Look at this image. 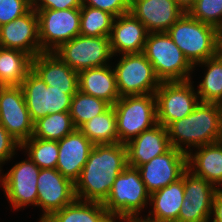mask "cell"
<instances>
[{
  "mask_svg": "<svg viewBox=\"0 0 222 222\" xmlns=\"http://www.w3.org/2000/svg\"><path fill=\"white\" fill-rule=\"evenodd\" d=\"M125 144H94L75 184L76 199L103 203L116 177L127 167Z\"/></svg>",
  "mask_w": 222,
  "mask_h": 222,
  "instance_id": "6da1fadb",
  "label": "cell"
},
{
  "mask_svg": "<svg viewBox=\"0 0 222 222\" xmlns=\"http://www.w3.org/2000/svg\"><path fill=\"white\" fill-rule=\"evenodd\" d=\"M166 129L171 147L187 155L197 147L222 141V105L199 102L189 115Z\"/></svg>",
  "mask_w": 222,
  "mask_h": 222,
  "instance_id": "7a4b0ae2",
  "label": "cell"
},
{
  "mask_svg": "<svg viewBox=\"0 0 222 222\" xmlns=\"http://www.w3.org/2000/svg\"><path fill=\"white\" fill-rule=\"evenodd\" d=\"M188 61L194 66L219 52L221 32L185 12L167 31Z\"/></svg>",
  "mask_w": 222,
  "mask_h": 222,
  "instance_id": "3957f363",
  "label": "cell"
},
{
  "mask_svg": "<svg viewBox=\"0 0 222 222\" xmlns=\"http://www.w3.org/2000/svg\"><path fill=\"white\" fill-rule=\"evenodd\" d=\"M161 82L193 79L194 66L188 61L167 32L148 33L142 52Z\"/></svg>",
  "mask_w": 222,
  "mask_h": 222,
  "instance_id": "277c9868",
  "label": "cell"
},
{
  "mask_svg": "<svg viewBox=\"0 0 222 222\" xmlns=\"http://www.w3.org/2000/svg\"><path fill=\"white\" fill-rule=\"evenodd\" d=\"M147 191L137 168L127 166L115 179L107 199L102 203L111 217L142 216L149 205Z\"/></svg>",
  "mask_w": 222,
  "mask_h": 222,
  "instance_id": "5b68a950",
  "label": "cell"
},
{
  "mask_svg": "<svg viewBox=\"0 0 222 222\" xmlns=\"http://www.w3.org/2000/svg\"><path fill=\"white\" fill-rule=\"evenodd\" d=\"M113 107L117 119L118 139L121 144H127L143 131L158 124L155 93L122 96Z\"/></svg>",
  "mask_w": 222,
  "mask_h": 222,
  "instance_id": "8992f818",
  "label": "cell"
},
{
  "mask_svg": "<svg viewBox=\"0 0 222 222\" xmlns=\"http://www.w3.org/2000/svg\"><path fill=\"white\" fill-rule=\"evenodd\" d=\"M112 67L120 97L155 93L161 84L151 63L143 53L117 55ZM115 64V66H114Z\"/></svg>",
  "mask_w": 222,
  "mask_h": 222,
  "instance_id": "52a82bcc",
  "label": "cell"
},
{
  "mask_svg": "<svg viewBox=\"0 0 222 222\" xmlns=\"http://www.w3.org/2000/svg\"><path fill=\"white\" fill-rule=\"evenodd\" d=\"M33 123L49 114L69 112L71 100L78 90H58L46 85L31 70L20 85Z\"/></svg>",
  "mask_w": 222,
  "mask_h": 222,
  "instance_id": "ba28073f",
  "label": "cell"
},
{
  "mask_svg": "<svg viewBox=\"0 0 222 222\" xmlns=\"http://www.w3.org/2000/svg\"><path fill=\"white\" fill-rule=\"evenodd\" d=\"M54 53L76 72L109 65L115 59L110 38L105 36L90 37L80 34L61 45Z\"/></svg>",
  "mask_w": 222,
  "mask_h": 222,
  "instance_id": "9c48e42d",
  "label": "cell"
},
{
  "mask_svg": "<svg viewBox=\"0 0 222 222\" xmlns=\"http://www.w3.org/2000/svg\"><path fill=\"white\" fill-rule=\"evenodd\" d=\"M26 155V158L15 163L4 174L1 169L0 185L14 211L37 207V178L40 168ZM3 171V172H2Z\"/></svg>",
  "mask_w": 222,
  "mask_h": 222,
  "instance_id": "30bf717a",
  "label": "cell"
},
{
  "mask_svg": "<svg viewBox=\"0 0 222 222\" xmlns=\"http://www.w3.org/2000/svg\"><path fill=\"white\" fill-rule=\"evenodd\" d=\"M35 11L38 16L41 52H54L80 35V8Z\"/></svg>",
  "mask_w": 222,
  "mask_h": 222,
  "instance_id": "8fae6325",
  "label": "cell"
},
{
  "mask_svg": "<svg viewBox=\"0 0 222 222\" xmlns=\"http://www.w3.org/2000/svg\"><path fill=\"white\" fill-rule=\"evenodd\" d=\"M192 79L161 82L155 92L157 122L165 128L172 122L189 115L200 102Z\"/></svg>",
  "mask_w": 222,
  "mask_h": 222,
  "instance_id": "7c38bea8",
  "label": "cell"
},
{
  "mask_svg": "<svg viewBox=\"0 0 222 222\" xmlns=\"http://www.w3.org/2000/svg\"><path fill=\"white\" fill-rule=\"evenodd\" d=\"M37 191V208L42 211L38 222H44L76 199L75 184L57 169H40Z\"/></svg>",
  "mask_w": 222,
  "mask_h": 222,
  "instance_id": "4fadbf2b",
  "label": "cell"
},
{
  "mask_svg": "<svg viewBox=\"0 0 222 222\" xmlns=\"http://www.w3.org/2000/svg\"><path fill=\"white\" fill-rule=\"evenodd\" d=\"M0 123L20 144L33 136L34 123L20 86L0 87Z\"/></svg>",
  "mask_w": 222,
  "mask_h": 222,
  "instance_id": "5bb4252c",
  "label": "cell"
},
{
  "mask_svg": "<svg viewBox=\"0 0 222 222\" xmlns=\"http://www.w3.org/2000/svg\"><path fill=\"white\" fill-rule=\"evenodd\" d=\"M218 189L188 168L184 171V202L178 222H209Z\"/></svg>",
  "mask_w": 222,
  "mask_h": 222,
  "instance_id": "9a60e30c",
  "label": "cell"
},
{
  "mask_svg": "<svg viewBox=\"0 0 222 222\" xmlns=\"http://www.w3.org/2000/svg\"><path fill=\"white\" fill-rule=\"evenodd\" d=\"M147 191L151 194L182 177L187 169V154L171 147L137 168Z\"/></svg>",
  "mask_w": 222,
  "mask_h": 222,
  "instance_id": "2e32d148",
  "label": "cell"
},
{
  "mask_svg": "<svg viewBox=\"0 0 222 222\" xmlns=\"http://www.w3.org/2000/svg\"><path fill=\"white\" fill-rule=\"evenodd\" d=\"M0 47L20 50L32 58L42 53L38 16L34 8L23 16L0 26Z\"/></svg>",
  "mask_w": 222,
  "mask_h": 222,
  "instance_id": "e0dca14e",
  "label": "cell"
},
{
  "mask_svg": "<svg viewBox=\"0 0 222 222\" xmlns=\"http://www.w3.org/2000/svg\"><path fill=\"white\" fill-rule=\"evenodd\" d=\"M130 12L150 32H167L186 12L177 0H134Z\"/></svg>",
  "mask_w": 222,
  "mask_h": 222,
  "instance_id": "ac0fdd59",
  "label": "cell"
},
{
  "mask_svg": "<svg viewBox=\"0 0 222 222\" xmlns=\"http://www.w3.org/2000/svg\"><path fill=\"white\" fill-rule=\"evenodd\" d=\"M59 153L56 169L75 183L88 160L94 144L79 130L58 140Z\"/></svg>",
  "mask_w": 222,
  "mask_h": 222,
  "instance_id": "d6986e66",
  "label": "cell"
},
{
  "mask_svg": "<svg viewBox=\"0 0 222 222\" xmlns=\"http://www.w3.org/2000/svg\"><path fill=\"white\" fill-rule=\"evenodd\" d=\"M148 33L146 27L131 12L115 17L109 36L113 57L142 53Z\"/></svg>",
  "mask_w": 222,
  "mask_h": 222,
  "instance_id": "ffe728a7",
  "label": "cell"
},
{
  "mask_svg": "<svg viewBox=\"0 0 222 222\" xmlns=\"http://www.w3.org/2000/svg\"><path fill=\"white\" fill-rule=\"evenodd\" d=\"M125 145L127 165L134 168L148 163L154 157L166 153L171 148L167 129L161 124H156L143 131Z\"/></svg>",
  "mask_w": 222,
  "mask_h": 222,
  "instance_id": "44dd1931",
  "label": "cell"
},
{
  "mask_svg": "<svg viewBox=\"0 0 222 222\" xmlns=\"http://www.w3.org/2000/svg\"><path fill=\"white\" fill-rule=\"evenodd\" d=\"M32 70L46 85L58 90H78V72L54 52H42L32 59Z\"/></svg>",
  "mask_w": 222,
  "mask_h": 222,
  "instance_id": "7402d4cb",
  "label": "cell"
},
{
  "mask_svg": "<svg viewBox=\"0 0 222 222\" xmlns=\"http://www.w3.org/2000/svg\"><path fill=\"white\" fill-rule=\"evenodd\" d=\"M184 173L177 181L150 194L146 218L156 222H178L184 202ZM152 206V207H151Z\"/></svg>",
  "mask_w": 222,
  "mask_h": 222,
  "instance_id": "603a6c76",
  "label": "cell"
},
{
  "mask_svg": "<svg viewBox=\"0 0 222 222\" xmlns=\"http://www.w3.org/2000/svg\"><path fill=\"white\" fill-rule=\"evenodd\" d=\"M78 90L103 99L112 106L120 98L112 64L78 72Z\"/></svg>",
  "mask_w": 222,
  "mask_h": 222,
  "instance_id": "cb8c5ba5",
  "label": "cell"
},
{
  "mask_svg": "<svg viewBox=\"0 0 222 222\" xmlns=\"http://www.w3.org/2000/svg\"><path fill=\"white\" fill-rule=\"evenodd\" d=\"M187 155V168L218 190L222 188V141L193 149Z\"/></svg>",
  "mask_w": 222,
  "mask_h": 222,
  "instance_id": "d4e9b609",
  "label": "cell"
},
{
  "mask_svg": "<svg viewBox=\"0 0 222 222\" xmlns=\"http://www.w3.org/2000/svg\"><path fill=\"white\" fill-rule=\"evenodd\" d=\"M110 218L102 203L75 199L44 222H107Z\"/></svg>",
  "mask_w": 222,
  "mask_h": 222,
  "instance_id": "484cf974",
  "label": "cell"
},
{
  "mask_svg": "<svg viewBox=\"0 0 222 222\" xmlns=\"http://www.w3.org/2000/svg\"><path fill=\"white\" fill-rule=\"evenodd\" d=\"M32 59L20 50L0 47V85L20 86L32 70Z\"/></svg>",
  "mask_w": 222,
  "mask_h": 222,
  "instance_id": "4316f807",
  "label": "cell"
},
{
  "mask_svg": "<svg viewBox=\"0 0 222 222\" xmlns=\"http://www.w3.org/2000/svg\"><path fill=\"white\" fill-rule=\"evenodd\" d=\"M196 67H206L203 78L197 84L199 101L222 105V55L218 52L215 56L194 65V72Z\"/></svg>",
  "mask_w": 222,
  "mask_h": 222,
  "instance_id": "83f0119b",
  "label": "cell"
},
{
  "mask_svg": "<svg viewBox=\"0 0 222 222\" xmlns=\"http://www.w3.org/2000/svg\"><path fill=\"white\" fill-rule=\"evenodd\" d=\"M79 130L93 144L119 143L117 134V119L113 106H111L104 113L96 115L84 123Z\"/></svg>",
  "mask_w": 222,
  "mask_h": 222,
  "instance_id": "f1b7e54d",
  "label": "cell"
},
{
  "mask_svg": "<svg viewBox=\"0 0 222 222\" xmlns=\"http://www.w3.org/2000/svg\"><path fill=\"white\" fill-rule=\"evenodd\" d=\"M75 129L70 112L54 113L46 115L34 123L33 137L58 141Z\"/></svg>",
  "mask_w": 222,
  "mask_h": 222,
  "instance_id": "f546056e",
  "label": "cell"
},
{
  "mask_svg": "<svg viewBox=\"0 0 222 222\" xmlns=\"http://www.w3.org/2000/svg\"><path fill=\"white\" fill-rule=\"evenodd\" d=\"M112 105L107 101L84 94L79 90L71 100L70 116L76 129L84 123L107 111Z\"/></svg>",
  "mask_w": 222,
  "mask_h": 222,
  "instance_id": "4dcf8cb0",
  "label": "cell"
},
{
  "mask_svg": "<svg viewBox=\"0 0 222 222\" xmlns=\"http://www.w3.org/2000/svg\"><path fill=\"white\" fill-rule=\"evenodd\" d=\"M19 151L26 153L40 169H56L59 153L58 141L43 140L32 136L21 144Z\"/></svg>",
  "mask_w": 222,
  "mask_h": 222,
  "instance_id": "1f68e13d",
  "label": "cell"
},
{
  "mask_svg": "<svg viewBox=\"0 0 222 222\" xmlns=\"http://www.w3.org/2000/svg\"><path fill=\"white\" fill-rule=\"evenodd\" d=\"M115 17L101 9L80 7V34L90 37H109Z\"/></svg>",
  "mask_w": 222,
  "mask_h": 222,
  "instance_id": "d6a6232c",
  "label": "cell"
},
{
  "mask_svg": "<svg viewBox=\"0 0 222 222\" xmlns=\"http://www.w3.org/2000/svg\"><path fill=\"white\" fill-rule=\"evenodd\" d=\"M186 12L194 19L216 27L222 32V0H194Z\"/></svg>",
  "mask_w": 222,
  "mask_h": 222,
  "instance_id": "836d02e7",
  "label": "cell"
},
{
  "mask_svg": "<svg viewBox=\"0 0 222 222\" xmlns=\"http://www.w3.org/2000/svg\"><path fill=\"white\" fill-rule=\"evenodd\" d=\"M32 8V0H0V26L23 16Z\"/></svg>",
  "mask_w": 222,
  "mask_h": 222,
  "instance_id": "e575fe53",
  "label": "cell"
},
{
  "mask_svg": "<svg viewBox=\"0 0 222 222\" xmlns=\"http://www.w3.org/2000/svg\"><path fill=\"white\" fill-rule=\"evenodd\" d=\"M82 5L101 9L114 17L129 13L131 9L128 0H82Z\"/></svg>",
  "mask_w": 222,
  "mask_h": 222,
  "instance_id": "d590c367",
  "label": "cell"
},
{
  "mask_svg": "<svg viewBox=\"0 0 222 222\" xmlns=\"http://www.w3.org/2000/svg\"><path fill=\"white\" fill-rule=\"evenodd\" d=\"M20 149L21 144L0 123V168L3 169L5 163L12 161Z\"/></svg>",
  "mask_w": 222,
  "mask_h": 222,
  "instance_id": "8d00e7d4",
  "label": "cell"
},
{
  "mask_svg": "<svg viewBox=\"0 0 222 222\" xmlns=\"http://www.w3.org/2000/svg\"><path fill=\"white\" fill-rule=\"evenodd\" d=\"M81 6L82 0H32L34 9L66 10Z\"/></svg>",
  "mask_w": 222,
  "mask_h": 222,
  "instance_id": "74e56055",
  "label": "cell"
},
{
  "mask_svg": "<svg viewBox=\"0 0 222 222\" xmlns=\"http://www.w3.org/2000/svg\"><path fill=\"white\" fill-rule=\"evenodd\" d=\"M209 222H222V189L215 193Z\"/></svg>",
  "mask_w": 222,
  "mask_h": 222,
  "instance_id": "f35d334b",
  "label": "cell"
},
{
  "mask_svg": "<svg viewBox=\"0 0 222 222\" xmlns=\"http://www.w3.org/2000/svg\"><path fill=\"white\" fill-rule=\"evenodd\" d=\"M121 222H156V221H152L143 215V216L123 217V218H121Z\"/></svg>",
  "mask_w": 222,
  "mask_h": 222,
  "instance_id": "ab89813d",
  "label": "cell"
},
{
  "mask_svg": "<svg viewBox=\"0 0 222 222\" xmlns=\"http://www.w3.org/2000/svg\"><path fill=\"white\" fill-rule=\"evenodd\" d=\"M182 6L187 8L194 0H177Z\"/></svg>",
  "mask_w": 222,
  "mask_h": 222,
  "instance_id": "60d3db41",
  "label": "cell"
},
{
  "mask_svg": "<svg viewBox=\"0 0 222 222\" xmlns=\"http://www.w3.org/2000/svg\"><path fill=\"white\" fill-rule=\"evenodd\" d=\"M107 222H121V218L111 217Z\"/></svg>",
  "mask_w": 222,
  "mask_h": 222,
  "instance_id": "b9f144b4",
  "label": "cell"
},
{
  "mask_svg": "<svg viewBox=\"0 0 222 222\" xmlns=\"http://www.w3.org/2000/svg\"><path fill=\"white\" fill-rule=\"evenodd\" d=\"M219 53L222 55V43H221L220 48H219Z\"/></svg>",
  "mask_w": 222,
  "mask_h": 222,
  "instance_id": "7bdbcfd3",
  "label": "cell"
}]
</instances>
